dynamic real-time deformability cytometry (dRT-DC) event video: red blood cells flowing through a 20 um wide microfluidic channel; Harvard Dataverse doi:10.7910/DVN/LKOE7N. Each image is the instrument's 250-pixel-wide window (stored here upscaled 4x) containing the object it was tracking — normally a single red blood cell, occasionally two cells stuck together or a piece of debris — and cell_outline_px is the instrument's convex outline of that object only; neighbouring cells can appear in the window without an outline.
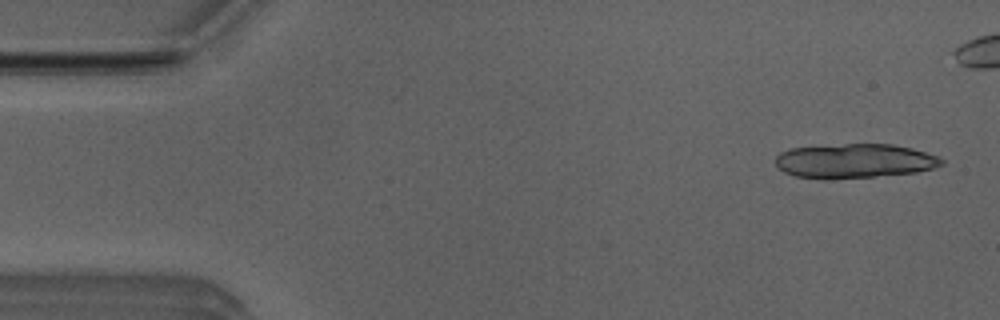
{"species": "Egyptian fruit bat (a non-hibernating species)", "species_latin": "Rousettus aegyptiacus", "temperature_condition": "room temperature", "stored_images_in_passage": 5, "camera_frame_rate_fps": 3000, "um_per_image_px": 0.085, "animal": {"sex": "male"}, "frame": {"image": 1, "passage_image": 1, "time_ms": 0.0, "image_size_px": [1000, 320], "cell_outline_px": [[944, 164], [936, 168], [916, 172], [872, 176], [824, 180], [796, 176], [784, 172], [776, 164], [776, 156], [780, 152], [788, 148], [844, 144], [892, 144], [912, 148], [940, 156], [944, 160]], "centroid_in_image_um": [72.65, 13.68], "position_along_channel_um": 12.3, "area_um2": 33.47}}